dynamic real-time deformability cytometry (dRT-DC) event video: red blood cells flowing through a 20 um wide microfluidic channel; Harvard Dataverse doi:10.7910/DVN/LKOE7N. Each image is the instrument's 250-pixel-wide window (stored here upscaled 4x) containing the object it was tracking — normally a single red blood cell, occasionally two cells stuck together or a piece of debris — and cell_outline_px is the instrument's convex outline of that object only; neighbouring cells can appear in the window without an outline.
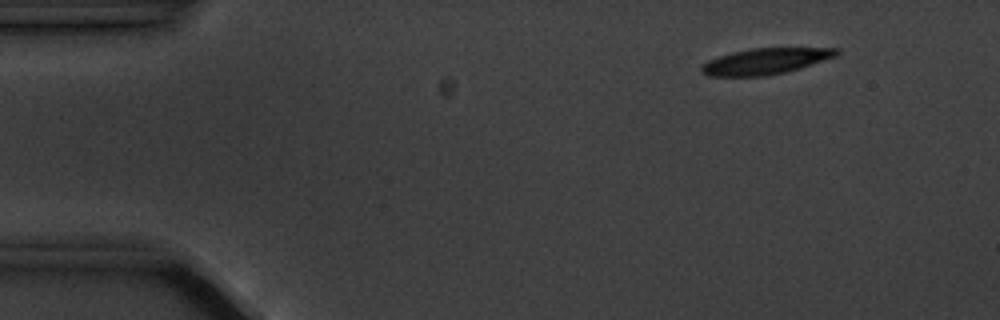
{"species": "common noctule bat (a hibernating species)", "species_latin": "Nyctalus noctula", "temperature_condition": "cold", "stored_images_in_passage": 4, "camera_frame_rate_fps": 3000, "um_per_image_px": 0.085, "animal": {"sex": "male", "body_mass_g": 20.1, "forearm_length_mm": 53.5}, "frame": {"image": 1, "passage_image": 1, "time_ms": 0.0, "image_size_px": [1000, 320], "cell_outline_px": [[840, 52], [836, 56], [800, 68], [784, 72], [764, 76], [708, 76], [700, 72], [700, 68], [708, 60], [732, 52], [752, 48], [840, 48]], "centroid_in_image_um": [65.05, 5.2], "position_along_channel_um": 19.9, "area_um2": 20.35}}
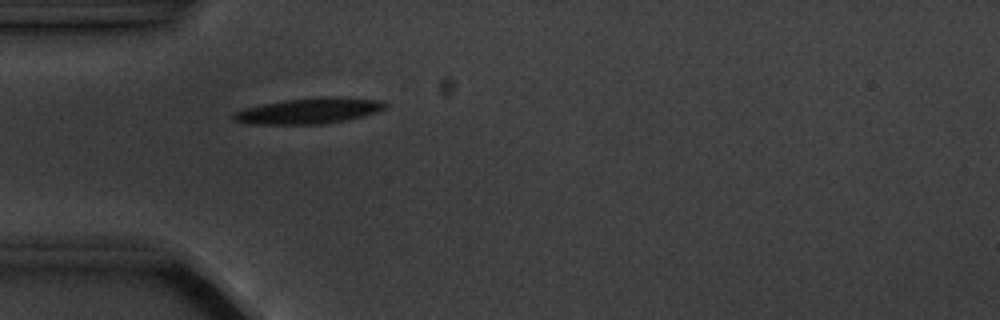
{"frame": {"image": 2, "passage_image": 4, "time_ms": 3.333, "image_size_px": [1000, 320], "cell_outline_px": [[388, 108], [364, 116], [348, 120], [324, 124], [248, 124], [232, 120], [232, 112], [244, 108], [260, 104], [284, 100], [320, 96], [336, 96], [384, 100], [388, 104]], "centroid_in_image_um": [26.29, 9.41], "position_along_channel_um": 58.7, "area_um2": 23.41}}